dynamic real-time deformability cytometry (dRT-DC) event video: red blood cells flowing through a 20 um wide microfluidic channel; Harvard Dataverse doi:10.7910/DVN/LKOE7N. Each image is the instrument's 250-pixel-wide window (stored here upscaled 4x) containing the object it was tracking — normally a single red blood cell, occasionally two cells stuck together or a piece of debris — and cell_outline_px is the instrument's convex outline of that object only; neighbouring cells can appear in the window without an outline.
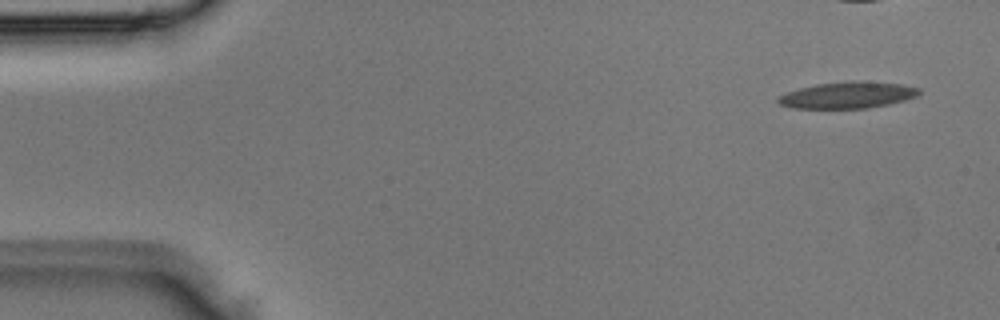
{"species": "Egyptian fruit bat (a non-hibernating species)", "species_latin": "Rousettus aegyptiacus", "temperature_condition": "room temperature", "stored_images_in_passage": 6, "camera_frame_rate_fps": 3000, "um_per_image_px": 0.085, "animal": {"sex": "male"}, "frame": {"image": 1, "passage_image": 1, "time_ms": 0.0, "image_size_px": [1000, 320], "cell_outline_px": [[920, 92], [916, 96], [904, 100], [888, 104], [868, 108], [792, 108], [780, 104], [776, 100], [780, 96], [788, 92], [800, 88], [816, 84], [852, 80], [864, 80], [904, 84], [920, 88]], "centroid_in_image_um": [72.09, 8.06], "position_along_channel_um": 12.9, "area_um2": 21.85}}
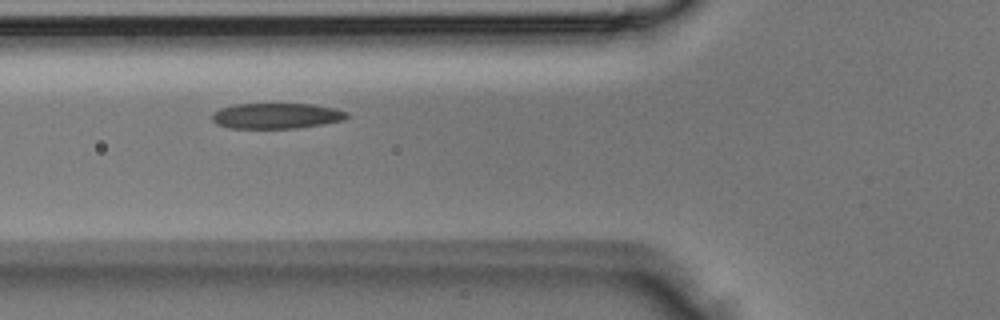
{"frame": {"image": 2, "passage_image": 5, "time_ms": 1.333, "image_size_px": [1000, 320], "cell_outline_px": [[348, 116], [344, 120], [296, 128], [228, 128], [216, 124], [212, 120], [212, 112], [220, 108], [232, 104], [312, 104], [336, 108], [348, 112]], "centroid_in_image_um": [23.46, 9.84], "position_along_channel_um": 102.3, "area_um2": 20.17}}
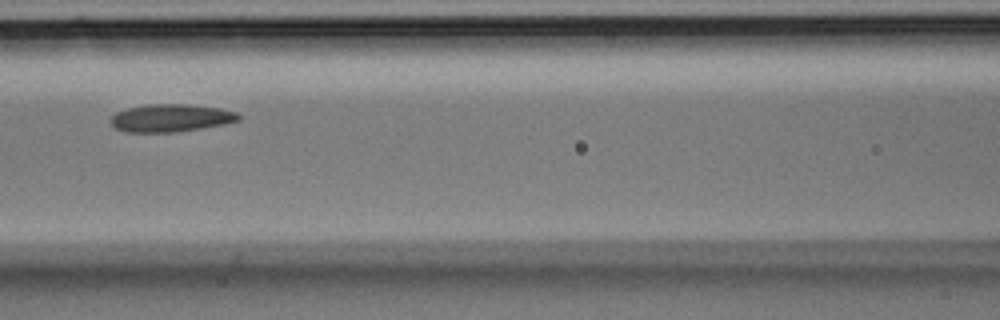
{"frame": {"image": 3, "passage_image": 6, "time_ms": 1.667, "image_size_px": [1000, 320], "cell_outline_px": [[240, 120], [224, 124], [176, 132], [124, 132], [116, 128], [112, 124], [112, 116], [116, 112], [128, 108], [148, 104], [188, 104], [220, 108], [236, 112], [240, 116]], "centroid_in_image_um": [14.53, 10.02], "position_along_channel_um": 152.1, "area_um2": 20.52}}